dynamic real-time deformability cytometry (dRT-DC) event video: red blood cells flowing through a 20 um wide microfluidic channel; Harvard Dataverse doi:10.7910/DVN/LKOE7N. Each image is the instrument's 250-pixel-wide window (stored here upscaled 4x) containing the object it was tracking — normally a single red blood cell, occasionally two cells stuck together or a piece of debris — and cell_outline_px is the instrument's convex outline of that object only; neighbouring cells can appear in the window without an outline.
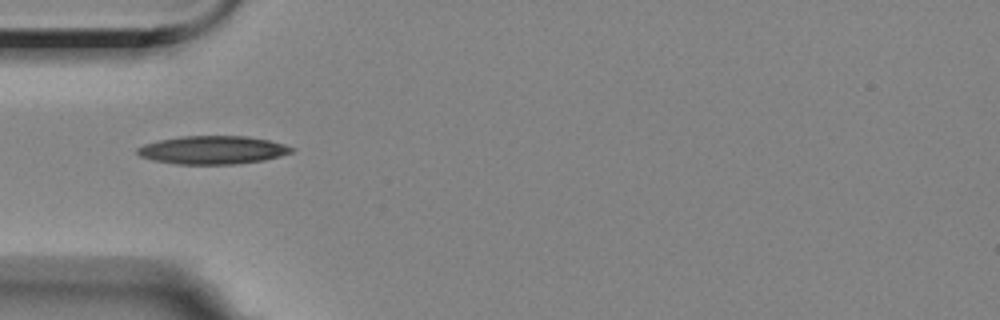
{"species": "Egyptian fruit bat (a non-hibernating species)", "species_latin": "Rousettus aegyptiacus", "temperature_condition": "room temperature", "stored_images_in_passage": 15, "camera_frame_rate_fps": 3000, "um_per_image_px": 0.085, "animal": {"sex": "female"}, "frame": {"image": 1, "passage_image": 1, "time_ms": 0.0, "image_size_px": [1000, 320], "cell_outline_px": [[296, 148], [292, 152], [280, 156], [264, 160], [232, 164], [176, 164], [156, 160], [140, 156], [136, 152], [136, 148], [144, 144], [160, 140], [180, 136], [248, 136], [268, 140], [284, 144]], "centroid_in_image_um": [18.09, 12.74], "position_along_channel_um": 66.9, "area_um2": 25.26}}
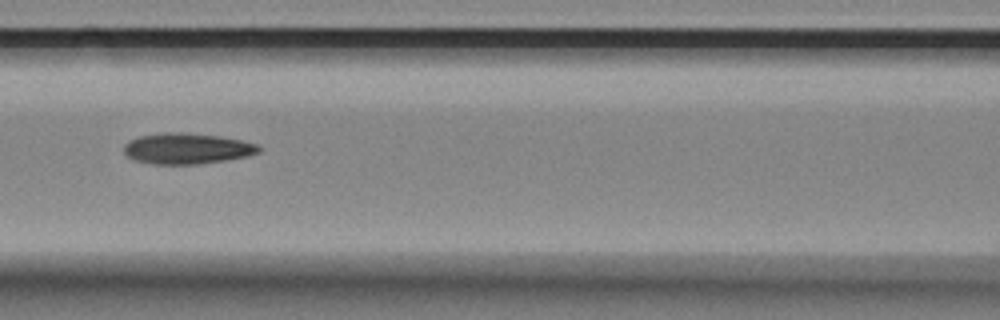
{"frame": {"image": 2, "passage_image": 8, "time_ms": 2.333, "image_size_px": [1000, 320], "cell_outline_px": [[260, 152], [248, 156], [200, 164], [152, 164], [136, 160], [128, 156], [124, 152], [124, 144], [128, 140], [140, 136], [160, 132], [180, 132], [220, 136], [240, 140], [256, 144], [260, 148]], "centroid_in_image_um": [15.87, 12.62], "position_along_channel_um": 150.7, "area_um2": 24.22}}
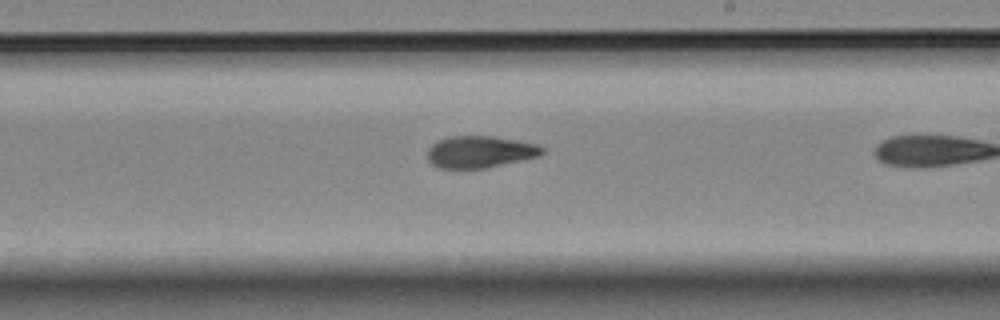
{"frame": {"image": 3, "passage_image": 13, "time_ms": 4.0, "image_size_px": [1000, 320], "cell_outline_px": [[544, 152], [540, 156], [484, 168], [440, 168], [432, 164], [428, 160], [428, 148], [432, 144], [448, 136], [492, 136], [536, 144], [544, 148]], "centroid_in_image_um": [40.78, 12.9], "position_along_channel_um": 248.2, "area_um2": 21.1}}